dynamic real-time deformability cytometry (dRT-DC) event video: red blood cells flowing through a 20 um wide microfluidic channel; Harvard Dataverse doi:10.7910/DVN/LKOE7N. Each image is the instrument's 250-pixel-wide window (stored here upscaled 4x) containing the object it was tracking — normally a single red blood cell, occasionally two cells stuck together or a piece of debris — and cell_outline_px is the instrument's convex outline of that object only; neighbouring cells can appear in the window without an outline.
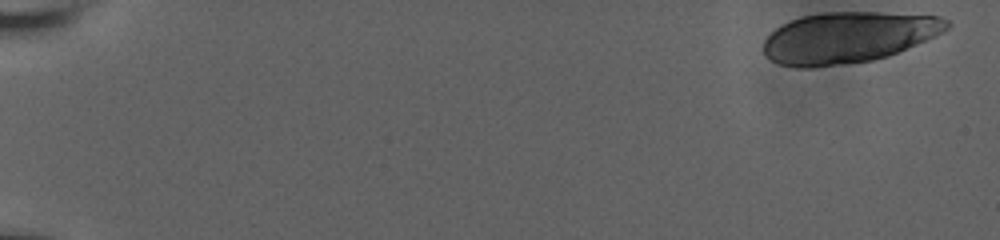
{"species": "human", "species_latin": "Homo sapiens", "temperature_condition": "room temperature", "stored_images_in_passage": 10, "camera_frame_rate_fps": 3000, "um_per_image_px": 0.085, "donor": {"sex": "male"}, "frame": {"image": 1, "passage_image": 1, "time_ms": 0.0, "image_size_px": [1000, 240], "cell_outline_px": [[952, 24], [944, 32], [936, 36], [888, 56], [872, 60], [808, 68], [796, 68], [780, 64], [764, 56], [764, 40], [776, 28], [800, 16], [828, 12], [880, 12], [940, 16], [948, 20]], "centroid_in_image_um": [72.12, 3.17], "position_along_channel_um": 12.9, "area_um2": 54.45}}
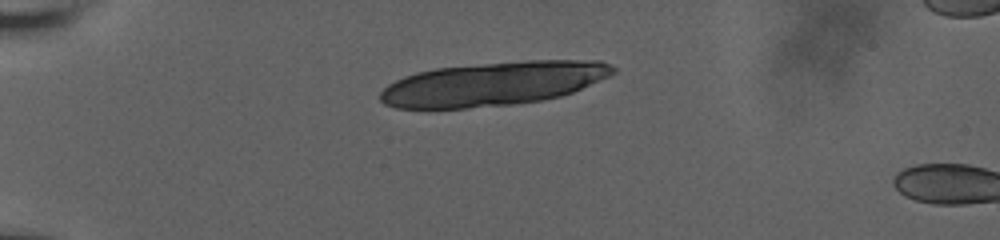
{"frame": {"image": 2, "passage_image": 8, "time_ms": 4.667, "image_size_px": [1000, 240], "cell_outline_px": [[616, 72], [608, 76], [572, 92], [560, 96], [540, 100], [512, 104], [468, 108], [396, 108], [384, 104], [380, 100], [380, 92], [388, 84], [404, 76], [416, 72], [436, 68], [528, 60], [600, 60], [616, 68]], "centroid_in_image_um": [41.9, 7.11], "position_along_channel_um": 43.1, "area_um2": 59.07}}